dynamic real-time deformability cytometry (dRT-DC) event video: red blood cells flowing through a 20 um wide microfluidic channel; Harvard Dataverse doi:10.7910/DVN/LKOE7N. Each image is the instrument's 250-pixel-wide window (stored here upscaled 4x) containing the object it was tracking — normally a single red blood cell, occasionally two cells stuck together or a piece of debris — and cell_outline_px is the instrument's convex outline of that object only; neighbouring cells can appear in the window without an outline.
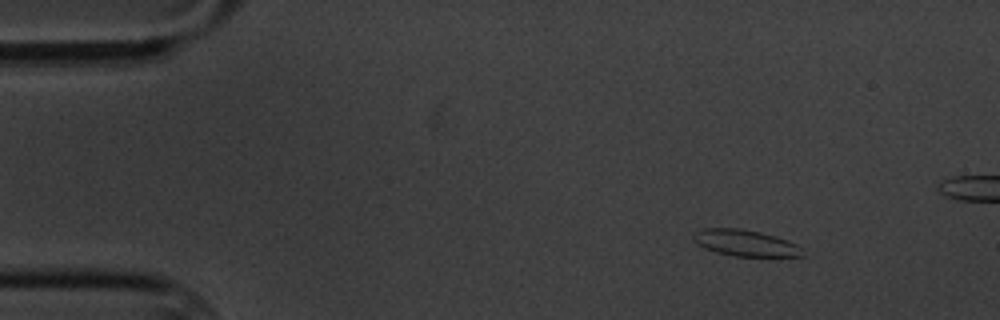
{"species": "common noctule bat (a hibernating species)", "species_latin": "Nyctalus noctula", "temperature_condition": "cold", "stored_images_in_passage": 6, "camera_frame_rate_fps": 3000, "um_per_image_px": 0.085, "animal": {"sex": "male", "body_mass_g": 20.1, "forearm_length_mm": 53.5}, "frame": {"image": 1, "passage_image": 2, "time_ms": 1.0, "image_size_px": [1000, 320], "cell_outline_px": [[804, 256], [736, 256], [716, 252], [704, 248], [696, 244], [692, 240], [692, 232], [704, 228], [740, 228], [760, 232], [776, 236], [788, 240], [804, 248]], "centroid_in_image_um": [63.33, 20.64], "position_along_channel_um": 21.7, "area_um2": 16.99}}